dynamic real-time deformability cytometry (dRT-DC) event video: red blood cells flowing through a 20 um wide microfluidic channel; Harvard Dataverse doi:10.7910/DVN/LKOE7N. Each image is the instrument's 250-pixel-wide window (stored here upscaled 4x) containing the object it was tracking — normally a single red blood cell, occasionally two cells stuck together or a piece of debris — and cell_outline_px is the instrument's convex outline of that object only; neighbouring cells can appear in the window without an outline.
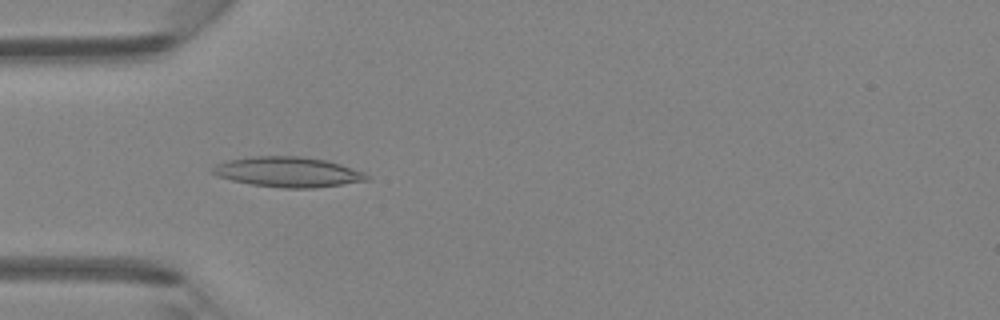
{"species": "Egyptian fruit bat (a non-hibernating species)", "species_latin": "Rousettus aegyptiacus", "temperature_condition": "room temperature", "stored_images_in_passage": 44, "camera_frame_rate_fps": 3000, "um_per_image_px": 0.085, "animal": {"sex": "female"}, "frame": {"image": 1, "passage_image": 13, "time_ms": 4.0, "image_size_px": [1000, 320], "cell_outline_px": [[368, 180], [312, 188], [284, 188], [252, 184], [232, 180], [216, 176], [212, 172], [212, 168], [216, 164], [228, 160], [256, 156], [300, 156], [324, 160], [340, 164], [364, 172], [368, 176]], "centroid_in_image_um": [24.45, 14.61], "position_along_channel_um": 60.6, "area_um2": 26.7}}
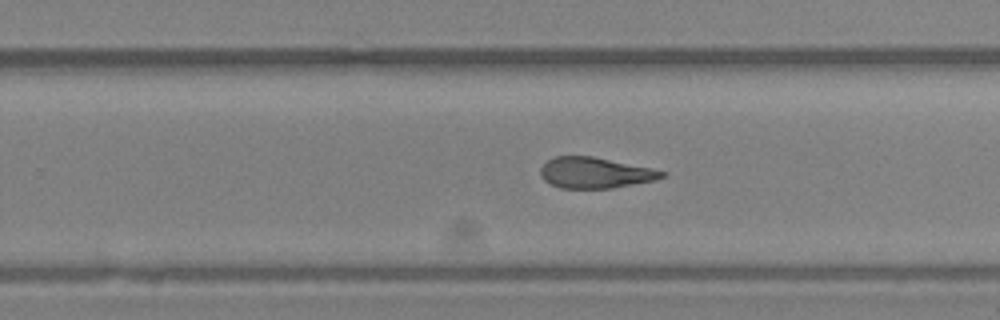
{"frame": {"image": 2, "passage_image": 28, "time_ms": 9.0, "image_size_px": [1000, 320], "cell_outline_px": [[668, 172], [664, 176], [656, 180], [612, 188], [560, 188], [544, 180], [540, 176], [540, 168], [552, 156], [592, 156]], "centroid_in_image_um": [50.55, 14.69], "position_along_channel_um": 279.2, "area_um2": 21.68}}
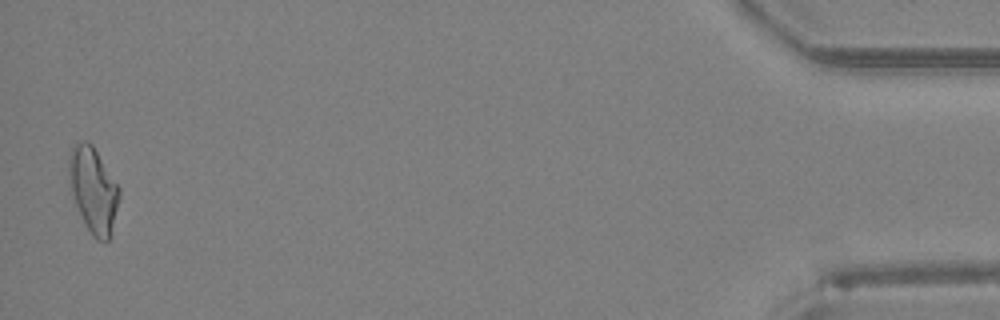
{"frame": {"image": 3, "passage_image": 44, "time_ms": 14.333, "image_size_px": [1000, 320], "cell_outline_px": [[120, 196], [108, 240], [96, 240], [92, 236], [72, 196], [68, 172], [68, 156], [72, 148], [76, 144], [84, 140], [88, 140], [92, 144], [120, 188]], "centroid_in_image_um": [7.92, 16.09], "position_along_channel_um": 427.3, "area_um2": 24.57}}